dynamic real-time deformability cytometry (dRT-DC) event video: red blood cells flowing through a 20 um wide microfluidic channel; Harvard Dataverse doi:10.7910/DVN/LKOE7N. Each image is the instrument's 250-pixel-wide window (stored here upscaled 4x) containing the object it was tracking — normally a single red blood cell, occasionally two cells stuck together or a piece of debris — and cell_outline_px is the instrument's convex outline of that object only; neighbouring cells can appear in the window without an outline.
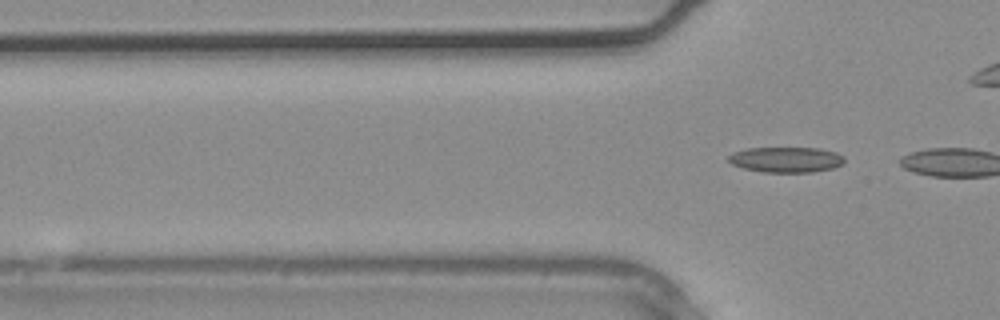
{"species": "common noctule bat (a hibernating species)", "species_latin": "Nyctalus noctula", "temperature_condition": "warm", "stored_images_in_passage": 2, "camera_frame_rate_fps": 3000, "um_per_image_px": 0.085, "animal": {"sex": "male", "body_mass_g": 20.4}, "frame": {"image": 1, "passage_image": 2, "time_ms": 0.333, "image_size_px": [1000, 320], "cell_outline_px": [[844, 164], [832, 168], [812, 172], [764, 172], [744, 168], [732, 164], [728, 160], [728, 156], [732, 152], [748, 148], [820, 148], [836, 152], [844, 156]], "centroid_in_image_um": [66.83, 13.56], "position_along_channel_um": 59.0, "area_um2": 17.22}}